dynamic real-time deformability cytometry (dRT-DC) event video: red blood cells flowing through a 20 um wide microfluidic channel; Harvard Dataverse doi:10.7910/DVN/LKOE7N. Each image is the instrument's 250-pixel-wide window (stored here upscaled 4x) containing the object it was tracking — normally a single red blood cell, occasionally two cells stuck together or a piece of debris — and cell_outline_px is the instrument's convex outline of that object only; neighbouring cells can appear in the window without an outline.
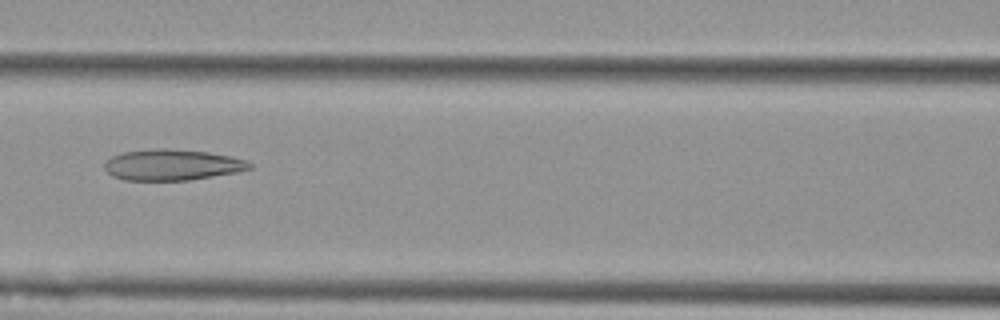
{"species": "Egyptian fruit bat (a non-hibernating species)", "species_latin": "Rousettus aegyptiacus", "temperature_condition": "cold", "stored_images_in_passage": 5, "camera_frame_rate_fps": 3000, "um_per_image_px": 0.085, "animal": {"sex": "female"}, "frame": {"image": 1, "passage_image": 3, "time_ms": 0.667, "image_size_px": [1000, 320], "cell_outline_px": [[252, 168], [236, 172], [188, 180], [124, 180], [112, 176], [104, 168], [104, 160], [112, 156], [124, 152], [156, 148], [164, 148], [208, 152], [232, 156], [244, 160], [252, 164]], "centroid_in_image_um": [14.6, 14.01], "position_along_channel_um": 152.0, "area_um2": 26.13}}
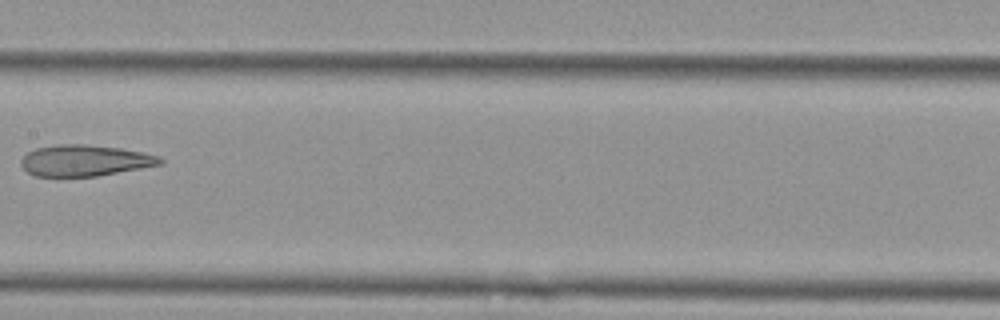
{"frame": {"image": 2, "passage_image": 4, "time_ms": 1.0, "image_size_px": [1000, 320], "cell_outline_px": [[164, 164], [96, 176], [36, 176], [28, 172], [20, 164], [20, 160], [28, 152], [36, 148], [56, 144], [88, 144], [120, 148], [144, 152], [160, 156], [164, 160]], "centroid_in_image_um": [7.24, 13.63], "position_along_channel_um": 200.2, "area_um2": 25.37}}
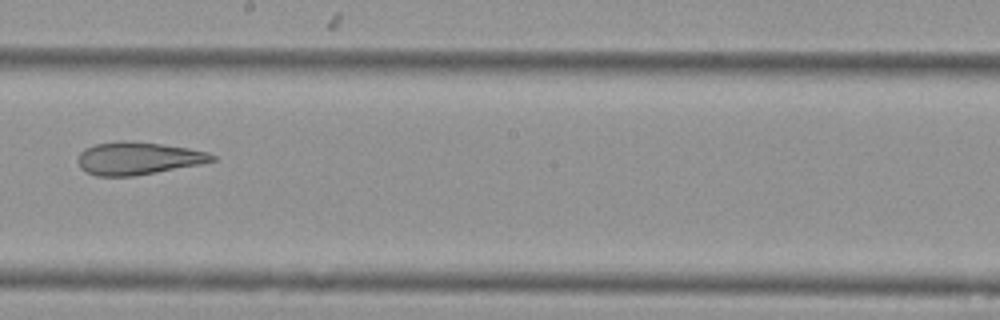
{"frame": {"image": 3, "passage_image": 5, "time_ms": 1.333, "image_size_px": [1000, 320], "cell_outline_px": [[216, 160], [200, 164], [136, 176], [96, 176], [80, 168], [76, 160], [80, 152], [84, 148], [96, 144], [120, 140], [124, 140], [160, 144], [188, 148], [208, 152], [216, 156]], "centroid_in_image_um": [11.71, 13.46], "position_along_channel_um": 236.5, "area_um2": 25.61}}